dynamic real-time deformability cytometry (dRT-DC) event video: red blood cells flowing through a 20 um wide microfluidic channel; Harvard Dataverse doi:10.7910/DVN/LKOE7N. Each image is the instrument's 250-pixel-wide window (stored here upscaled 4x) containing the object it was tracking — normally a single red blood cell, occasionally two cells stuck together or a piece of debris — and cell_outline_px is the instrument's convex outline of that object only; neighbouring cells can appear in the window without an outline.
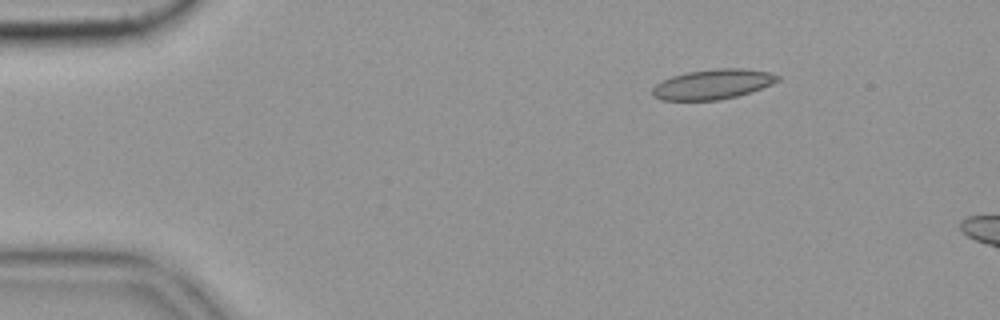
{"species": "common noctule bat (a hibernating species)", "species_latin": "Nyctalus noctula", "temperature_condition": "cold", "stored_images_in_passage": 13, "camera_frame_rate_fps": 3000, "um_per_image_px": 0.085, "animal": {"sex": "female", "body_mass_g": 19.9}, "frame": {"image": 1, "passage_image": 8, "time_ms": 2.333, "image_size_px": [1000, 320], "cell_outline_px": [[780, 80], [772, 84], [736, 96], [720, 100], [660, 100], [652, 96], [652, 88], [656, 84], [672, 76], [688, 72], [712, 68], [744, 68], [768, 72], [780, 76]], "centroid_in_image_um": [60.57, 7.15], "position_along_channel_um": 24.4, "area_um2": 21.79}}